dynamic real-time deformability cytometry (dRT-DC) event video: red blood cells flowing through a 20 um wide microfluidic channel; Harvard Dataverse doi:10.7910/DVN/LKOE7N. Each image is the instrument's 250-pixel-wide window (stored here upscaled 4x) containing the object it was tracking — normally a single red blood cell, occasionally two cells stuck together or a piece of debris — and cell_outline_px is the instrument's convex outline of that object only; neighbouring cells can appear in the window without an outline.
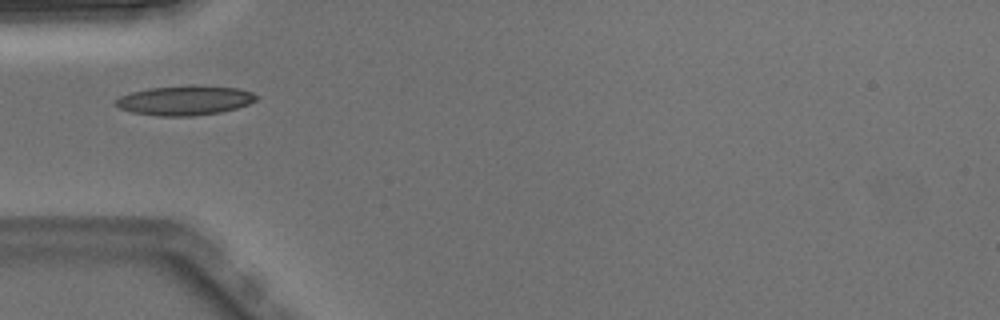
{"species": "Egyptian fruit bat (a non-hibernating species)", "species_latin": "Rousettus aegyptiacus", "temperature_condition": "warm", "stored_images_in_passage": 3, "camera_frame_rate_fps": 3000, "um_per_image_px": 0.085, "animal": {"sex": "male"}, "frame": {"image": 1, "passage_image": 2, "time_ms": 0.333, "image_size_px": [1000, 320], "cell_outline_px": [[260, 96], [256, 100], [248, 104], [236, 108], [220, 112], [192, 116], [160, 116], [132, 112], [120, 108], [116, 104], [116, 100], [120, 96], [132, 92], [148, 88], [192, 84], [240, 88], [252, 92]], "centroid_in_image_um": [15.76, 8.51], "position_along_channel_um": 69.2, "area_um2": 24.39}}